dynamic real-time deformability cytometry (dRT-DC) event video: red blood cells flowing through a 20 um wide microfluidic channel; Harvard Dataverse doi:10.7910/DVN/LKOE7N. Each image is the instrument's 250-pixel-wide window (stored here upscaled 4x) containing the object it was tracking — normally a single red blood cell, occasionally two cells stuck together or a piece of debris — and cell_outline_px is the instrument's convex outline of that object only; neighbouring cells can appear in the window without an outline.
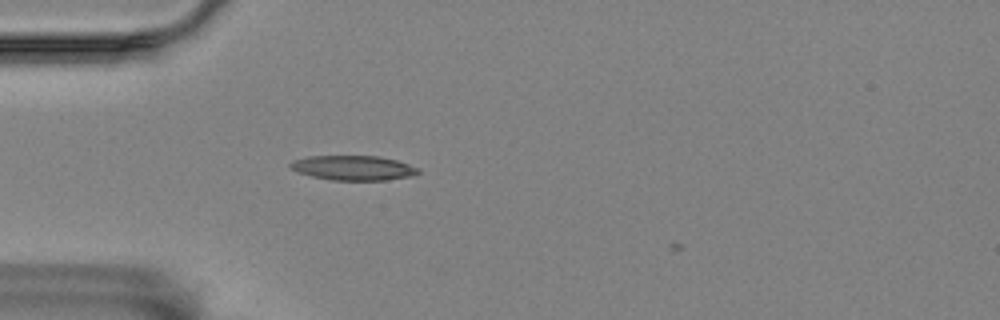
{"species": "Egyptian fruit bat (a non-hibernating species)", "species_latin": "Rousettus aegyptiacus", "temperature_condition": "room temperature", "stored_images_in_passage": 2, "camera_frame_rate_fps": 3000, "um_per_image_px": 0.085, "animal": {"sex": "female"}, "frame": {"image": 1, "passage_image": 2, "time_ms": 2.0, "image_size_px": [1000, 320], "cell_outline_px": [[420, 172], [412, 176], [384, 180], [332, 180], [312, 176], [300, 172], [292, 168], [288, 164], [292, 160], [308, 156], [380, 156], [396, 160], [408, 164], [416, 168]], "centroid_in_image_um": [30.02, 14.26], "position_along_channel_um": 55.0, "area_um2": 18.21}}